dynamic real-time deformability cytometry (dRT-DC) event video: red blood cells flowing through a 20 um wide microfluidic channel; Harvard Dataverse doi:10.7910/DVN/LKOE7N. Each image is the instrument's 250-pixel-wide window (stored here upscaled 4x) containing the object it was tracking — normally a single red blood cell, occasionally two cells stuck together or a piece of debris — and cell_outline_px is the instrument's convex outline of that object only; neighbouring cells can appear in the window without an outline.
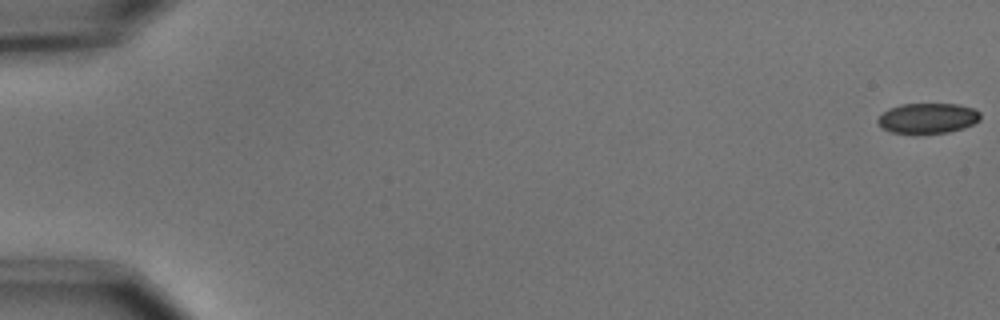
{"species": "common noctule bat (a hibernating species)", "species_latin": "Nyctalus noctula", "temperature_condition": "cold", "stored_images_in_passage": 15, "camera_frame_rate_fps": 3000, "um_per_image_px": 0.085, "animal": {"sex": "male", "body_mass_g": 15.6}, "frame": {"image": 1, "passage_image": 1, "time_ms": 0.0, "image_size_px": [1000, 320], "cell_outline_px": [[980, 120], [964, 128], [948, 132], [892, 132], [884, 128], [876, 120], [888, 108], [900, 104], [960, 104], [972, 108], [980, 112]], "centroid_in_image_um": [78.89, 10.02], "position_along_channel_um": 6.1, "area_um2": 17.74}}
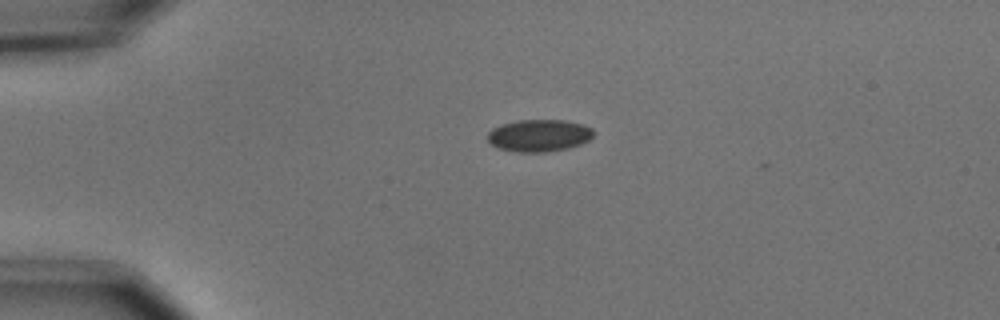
{"frame": {"image": 2, "passage_image": 14, "time_ms": 4.333, "image_size_px": [1000, 320], "cell_outline_px": [[592, 136], [588, 140], [580, 144], [568, 148], [544, 152], [516, 152], [496, 148], [488, 140], [488, 132], [492, 128], [500, 124], [516, 120], [564, 120], [584, 124], [592, 128]], "centroid_in_image_um": [45.78, 11.51], "position_along_channel_um": 39.2, "area_um2": 19.94}}